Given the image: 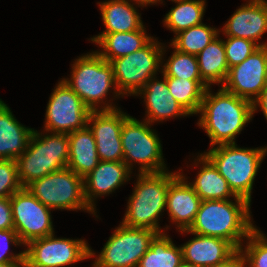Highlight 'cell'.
<instances>
[{"mask_svg":"<svg viewBox=\"0 0 267 267\" xmlns=\"http://www.w3.org/2000/svg\"><path fill=\"white\" fill-rule=\"evenodd\" d=\"M266 84L267 46H260L242 63L229 68L228 76L222 87L252 103L261 94Z\"/></svg>","mask_w":267,"mask_h":267,"instance_id":"5bb4252c","label":"cell"},{"mask_svg":"<svg viewBox=\"0 0 267 267\" xmlns=\"http://www.w3.org/2000/svg\"><path fill=\"white\" fill-rule=\"evenodd\" d=\"M174 99L191 115L199 113L205 90L209 87L203 80L166 77Z\"/></svg>","mask_w":267,"mask_h":267,"instance_id":"83f0119b","label":"cell"},{"mask_svg":"<svg viewBox=\"0 0 267 267\" xmlns=\"http://www.w3.org/2000/svg\"><path fill=\"white\" fill-rule=\"evenodd\" d=\"M53 235L26 244L25 267H63L95 255L85 240L56 239Z\"/></svg>","mask_w":267,"mask_h":267,"instance_id":"8fae6325","label":"cell"},{"mask_svg":"<svg viewBox=\"0 0 267 267\" xmlns=\"http://www.w3.org/2000/svg\"><path fill=\"white\" fill-rule=\"evenodd\" d=\"M76 60L72 67L71 80H62L91 111L98 110L95 106L106 97L110 87L115 85L114 89L116 90L113 68L110 62L102 58L97 52Z\"/></svg>","mask_w":267,"mask_h":267,"instance_id":"52a82bcc","label":"cell"},{"mask_svg":"<svg viewBox=\"0 0 267 267\" xmlns=\"http://www.w3.org/2000/svg\"><path fill=\"white\" fill-rule=\"evenodd\" d=\"M181 247L183 263L190 267H212L231 258L238 249L229 241L200 234Z\"/></svg>","mask_w":267,"mask_h":267,"instance_id":"2e32d148","label":"cell"},{"mask_svg":"<svg viewBox=\"0 0 267 267\" xmlns=\"http://www.w3.org/2000/svg\"><path fill=\"white\" fill-rule=\"evenodd\" d=\"M223 44L229 68L242 63L260 46H267V43L256 44L251 40L237 37H228L227 41H223Z\"/></svg>","mask_w":267,"mask_h":267,"instance_id":"d6a6232c","label":"cell"},{"mask_svg":"<svg viewBox=\"0 0 267 267\" xmlns=\"http://www.w3.org/2000/svg\"><path fill=\"white\" fill-rule=\"evenodd\" d=\"M156 234L152 229L121 224L106 242L93 267H137Z\"/></svg>","mask_w":267,"mask_h":267,"instance_id":"30bf717a","label":"cell"},{"mask_svg":"<svg viewBox=\"0 0 267 267\" xmlns=\"http://www.w3.org/2000/svg\"><path fill=\"white\" fill-rule=\"evenodd\" d=\"M149 122H140L128 117L121 128L123 161L131 170V162H139L140 173H159L165 171L162 147L157 135L148 127ZM129 159V160H128Z\"/></svg>","mask_w":267,"mask_h":267,"instance_id":"ba28073f","label":"cell"},{"mask_svg":"<svg viewBox=\"0 0 267 267\" xmlns=\"http://www.w3.org/2000/svg\"><path fill=\"white\" fill-rule=\"evenodd\" d=\"M14 230L23 244L53 234L50 208L25 187L10 197Z\"/></svg>","mask_w":267,"mask_h":267,"instance_id":"7c38bea8","label":"cell"},{"mask_svg":"<svg viewBox=\"0 0 267 267\" xmlns=\"http://www.w3.org/2000/svg\"><path fill=\"white\" fill-rule=\"evenodd\" d=\"M91 110L62 80L54 89L46 110L45 130L71 133L87 125Z\"/></svg>","mask_w":267,"mask_h":267,"instance_id":"4fadbf2b","label":"cell"},{"mask_svg":"<svg viewBox=\"0 0 267 267\" xmlns=\"http://www.w3.org/2000/svg\"><path fill=\"white\" fill-rule=\"evenodd\" d=\"M136 2H138V4H140L141 6H144V5H147V4H151V3H157L158 1H161V0H134Z\"/></svg>","mask_w":267,"mask_h":267,"instance_id":"ab89813d","label":"cell"},{"mask_svg":"<svg viewBox=\"0 0 267 267\" xmlns=\"http://www.w3.org/2000/svg\"><path fill=\"white\" fill-rule=\"evenodd\" d=\"M34 130L27 149L16 159L19 181L23 187L68 166L67 133H53L44 138Z\"/></svg>","mask_w":267,"mask_h":267,"instance_id":"5b68a950","label":"cell"},{"mask_svg":"<svg viewBox=\"0 0 267 267\" xmlns=\"http://www.w3.org/2000/svg\"><path fill=\"white\" fill-rule=\"evenodd\" d=\"M106 31L102 33H125L143 27L139 13L127 0H110L100 4Z\"/></svg>","mask_w":267,"mask_h":267,"instance_id":"cb8c5ba5","label":"cell"},{"mask_svg":"<svg viewBox=\"0 0 267 267\" xmlns=\"http://www.w3.org/2000/svg\"><path fill=\"white\" fill-rule=\"evenodd\" d=\"M145 33L142 27L140 30L125 33H101L91 40L105 49L97 53L110 62L145 47L153 39Z\"/></svg>","mask_w":267,"mask_h":267,"instance_id":"603a6c76","label":"cell"},{"mask_svg":"<svg viewBox=\"0 0 267 267\" xmlns=\"http://www.w3.org/2000/svg\"><path fill=\"white\" fill-rule=\"evenodd\" d=\"M198 125L205 129L211 146L235 143V137L253 116L252 103L226 91L223 87L212 95L205 90Z\"/></svg>","mask_w":267,"mask_h":267,"instance_id":"7a4b0ae2","label":"cell"},{"mask_svg":"<svg viewBox=\"0 0 267 267\" xmlns=\"http://www.w3.org/2000/svg\"><path fill=\"white\" fill-rule=\"evenodd\" d=\"M163 81L151 78L137 93L144 94L147 106V122L164 120L169 117L190 115L172 96L169 91L166 76ZM155 80V82H154Z\"/></svg>","mask_w":267,"mask_h":267,"instance_id":"44dd1931","label":"cell"},{"mask_svg":"<svg viewBox=\"0 0 267 267\" xmlns=\"http://www.w3.org/2000/svg\"><path fill=\"white\" fill-rule=\"evenodd\" d=\"M179 267H190V266H188L187 264H182L181 266H179Z\"/></svg>","mask_w":267,"mask_h":267,"instance_id":"60d3db41","label":"cell"},{"mask_svg":"<svg viewBox=\"0 0 267 267\" xmlns=\"http://www.w3.org/2000/svg\"><path fill=\"white\" fill-rule=\"evenodd\" d=\"M201 158V159H200ZM198 159L203 168L193 184L190 183L196 194L204 200H227V197H236L228 186L227 180L218 172L213 163L202 155Z\"/></svg>","mask_w":267,"mask_h":267,"instance_id":"484cf974","label":"cell"},{"mask_svg":"<svg viewBox=\"0 0 267 267\" xmlns=\"http://www.w3.org/2000/svg\"><path fill=\"white\" fill-rule=\"evenodd\" d=\"M0 241L4 244H0V264L5 262H24V251L17 255L11 254L10 257L9 255H5L9 249L8 246H10V242L15 245H19L20 243L22 244L14 229L0 230Z\"/></svg>","mask_w":267,"mask_h":267,"instance_id":"e575fe53","label":"cell"},{"mask_svg":"<svg viewBox=\"0 0 267 267\" xmlns=\"http://www.w3.org/2000/svg\"><path fill=\"white\" fill-rule=\"evenodd\" d=\"M249 243L243 251L239 249L249 267H267V238L256 228L247 237ZM245 252V253H243Z\"/></svg>","mask_w":267,"mask_h":267,"instance_id":"1f68e13d","label":"cell"},{"mask_svg":"<svg viewBox=\"0 0 267 267\" xmlns=\"http://www.w3.org/2000/svg\"><path fill=\"white\" fill-rule=\"evenodd\" d=\"M182 264L181 247H176L165 233H157L137 267H179Z\"/></svg>","mask_w":267,"mask_h":267,"instance_id":"4316f807","label":"cell"},{"mask_svg":"<svg viewBox=\"0 0 267 267\" xmlns=\"http://www.w3.org/2000/svg\"><path fill=\"white\" fill-rule=\"evenodd\" d=\"M101 109L91 111L87 119V124L93 123L89 128L96 141L98 158L100 161H123L121 128L129 116L112 105Z\"/></svg>","mask_w":267,"mask_h":267,"instance_id":"9a60e30c","label":"cell"},{"mask_svg":"<svg viewBox=\"0 0 267 267\" xmlns=\"http://www.w3.org/2000/svg\"><path fill=\"white\" fill-rule=\"evenodd\" d=\"M163 66V76L187 80H202L195 55L183 53L175 49L168 62Z\"/></svg>","mask_w":267,"mask_h":267,"instance_id":"4dcf8cb0","label":"cell"},{"mask_svg":"<svg viewBox=\"0 0 267 267\" xmlns=\"http://www.w3.org/2000/svg\"><path fill=\"white\" fill-rule=\"evenodd\" d=\"M162 50L159 43L152 39L142 49L110 61L118 95L137 94L154 78L162 59Z\"/></svg>","mask_w":267,"mask_h":267,"instance_id":"9c48e42d","label":"cell"},{"mask_svg":"<svg viewBox=\"0 0 267 267\" xmlns=\"http://www.w3.org/2000/svg\"><path fill=\"white\" fill-rule=\"evenodd\" d=\"M227 37H237L256 43L267 31V2L250 1L231 16L223 29Z\"/></svg>","mask_w":267,"mask_h":267,"instance_id":"ac0fdd59","label":"cell"},{"mask_svg":"<svg viewBox=\"0 0 267 267\" xmlns=\"http://www.w3.org/2000/svg\"><path fill=\"white\" fill-rule=\"evenodd\" d=\"M0 267H25L24 262H5L1 263Z\"/></svg>","mask_w":267,"mask_h":267,"instance_id":"f35d334b","label":"cell"},{"mask_svg":"<svg viewBox=\"0 0 267 267\" xmlns=\"http://www.w3.org/2000/svg\"><path fill=\"white\" fill-rule=\"evenodd\" d=\"M257 105L261 107L264 113V116L267 119V84L261 91V94L252 102L253 114L255 113V110L257 109Z\"/></svg>","mask_w":267,"mask_h":267,"instance_id":"74e56055","label":"cell"},{"mask_svg":"<svg viewBox=\"0 0 267 267\" xmlns=\"http://www.w3.org/2000/svg\"><path fill=\"white\" fill-rule=\"evenodd\" d=\"M227 200H204L187 232L217 237L231 242L238 250L241 240L256 228L250 221V203L235 197Z\"/></svg>","mask_w":267,"mask_h":267,"instance_id":"6da1fadb","label":"cell"},{"mask_svg":"<svg viewBox=\"0 0 267 267\" xmlns=\"http://www.w3.org/2000/svg\"><path fill=\"white\" fill-rule=\"evenodd\" d=\"M130 169L124 161H99L98 165L84 177V196L88 206L94 210L92 197L109 194L129 178Z\"/></svg>","mask_w":267,"mask_h":267,"instance_id":"d6986e66","label":"cell"},{"mask_svg":"<svg viewBox=\"0 0 267 267\" xmlns=\"http://www.w3.org/2000/svg\"><path fill=\"white\" fill-rule=\"evenodd\" d=\"M25 188L50 209H84L95 212L85 200L84 178L68 167L36 179Z\"/></svg>","mask_w":267,"mask_h":267,"instance_id":"8992f818","label":"cell"},{"mask_svg":"<svg viewBox=\"0 0 267 267\" xmlns=\"http://www.w3.org/2000/svg\"><path fill=\"white\" fill-rule=\"evenodd\" d=\"M172 1L178 4L166 15L164 23L175 34L202 24L201 20L205 11V0Z\"/></svg>","mask_w":267,"mask_h":267,"instance_id":"f1b7e54d","label":"cell"},{"mask_svg":"<svg viewBox=\"0 0 267 267\" xmlns=\"http://www.w3.org/2000/svg\"><path fill=\"white\" fill-rule=\"evenodd\" d=\"M178 173H140L122 224L128 227L147 228L161 233L158 217L166 207L170 182Z\"/></svg>","mask_w":267,"mask_h":267,"instance_id":"277c9868","label":"cell"},{"mask_svg":"<svg viewBox=\"0 0 267 267\" xmlns=\"http://www.w3.org/2000/svg\"><path fill=\"white\" fill-rule=\"evenodd\" d=\"M33 132L19 124L0 99V159L16 160L27 149Z\"/></svg>","mask_w":267,"mask_h":267,"instance_id":"ffe728a7","label":"cell"},{"mask_svg":"<svg viewBox=\"0 0 267 267\" xmlns=\"http://www.w3.org/2000/svg\"><path fill=\"white\" fill-rule=\"evenodd\" d=\"M22 188L16 160L0 159V198H10Z\"/></svg>","mask_w":267,"mask_h":267,"instance_id":"836d02e7","label":"cell"},{"mask_svg":"<svg viewBox=\"0 0 267 267\" xmlns=\"http://www.w3.org/2000/svg\"><path fill=\"white\" fill-rule=\"evenodd\" d=\"M218 32L215 28L202 23L179 32L171 45L180 52L197 56L210 42L218 37Z\"/></svg>","mask_w":267,"mask_h":267,"instance_id":"f546056e","label":"cell"},{"mask_svg":"<svg viewBox=\"0 0 267 267\" xmlns=\"http://www.w3.org/2000/svg\"><path fill=\"white\" fill-rule=\"evenodd\" d=\"M245 262L243 260L240 250H238L231 258L226 260L221 264H217L212 267H245Z\"/></svg>","mask_w":267,"mask_h":267,"instance_id":"8d00e7d4","label":"cell"},{"mask_svg":"<svg viewBox=\"0 0 267 267\" xmlns=\"http://www.w3.org/2000/svg\"><path fill=\"white\" fill-rule=\"evenodd\" d=\"M196 57L200 76L209 87L211 83H225L229 67L222 40L216 37Z\"/></svg>","mask_w":267,"mask_h":267,"instance_id":"d4e9b609","label":"cell"},{"mask_svg":"<svg viewBox=\"0 0 267 267\" xmlns=\"http://www.w3.org/2000/svg\"><path fill=\"white\" fill-rule=\"evenodd\" d=\"M14 229L10 198H0V230Z\"/></svg>","mask_w":267,"mask_h":267,"instance_id":"d590c367","label":"cell"},{"mask_svg":"<svg viewBox=\"0 0 267 267\" xmlns=\"http://www.w3.org/2000/svg\"><path fill=\"white\" fill-rule=\"evenodd\" d=\"M178 175L170 182L167 192L166 207L172 221L178 223V229L186 232L192 225L202 200L190 183Z\"/></svg>","mask_w":267,"mask_h":267,"instance_id":"e0dca14e","label":"cell"},{"mask_svg":"<svg viewBox=\"0 0 267 267\" xmlns=\"http://www.w3.org/2000/svg\"><path fill=\"white\" fill-rule=\"evenodd\" d=\"M235 143L220 144L204 154L227 180L236 197L251 202V190L266 148H238Z\"/></svg>","mask_w":267,"mask_h":267,"instance_id":"3957f363","label":"cell"},{"mask_svg":"<svg viewBox=\"0 0 267 267\" xmlns=\"http://www.w3.org/2000/svg\"><path fill=\"white\" fill-rule=\"evenodd\" d=\"M69 160L68 168L81 177L87 176L99 163L96 141L88 124L68 133Z\"/></svg>","mask_w":267,"mask_h":267,"instance_id":"7402d4cb","label":"cell"}]
</instances>
